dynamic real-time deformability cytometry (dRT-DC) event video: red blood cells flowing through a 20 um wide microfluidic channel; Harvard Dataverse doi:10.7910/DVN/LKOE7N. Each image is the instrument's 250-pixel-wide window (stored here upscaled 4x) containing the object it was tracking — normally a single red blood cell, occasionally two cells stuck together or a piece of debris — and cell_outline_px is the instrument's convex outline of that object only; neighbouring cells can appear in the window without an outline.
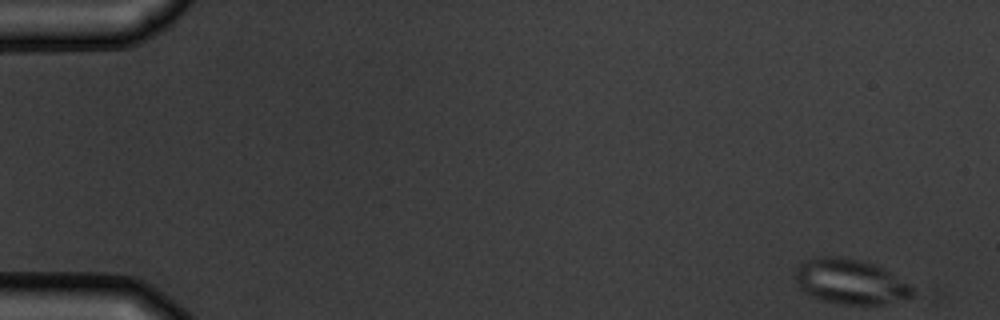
{"species": "common noctule bat (a hibernating species)", "species_latin": "Nyctalus noctula", "temperature_condition": "warm", "stored_images_in_passage": 4, "camera_frame_rate_fps": 3000, "um_per_image_px": 0.085, "animal": {"sex": "male", "body_mass_g": 19.5, "forearm_length_mm": 54.6}, "frame": {"image": 1, "passage_image": 1, "time_ms": 0.0, "image_size_px": [1000, 320], "cell_outline_px": [[912, 296], [880, 304], [840, 304], [824, 300], [812, 296], [804, 292], [796, 284], [796, 268], [804, 260], [816, 256], [832, 256], [856, 260], [872, 264], [888, 272], [908, 284], [912, 288]], "centroid_in_image_um": [72.18, 23.93], "position_along_channel_um": 12.8, "area_um2": 29.94}}